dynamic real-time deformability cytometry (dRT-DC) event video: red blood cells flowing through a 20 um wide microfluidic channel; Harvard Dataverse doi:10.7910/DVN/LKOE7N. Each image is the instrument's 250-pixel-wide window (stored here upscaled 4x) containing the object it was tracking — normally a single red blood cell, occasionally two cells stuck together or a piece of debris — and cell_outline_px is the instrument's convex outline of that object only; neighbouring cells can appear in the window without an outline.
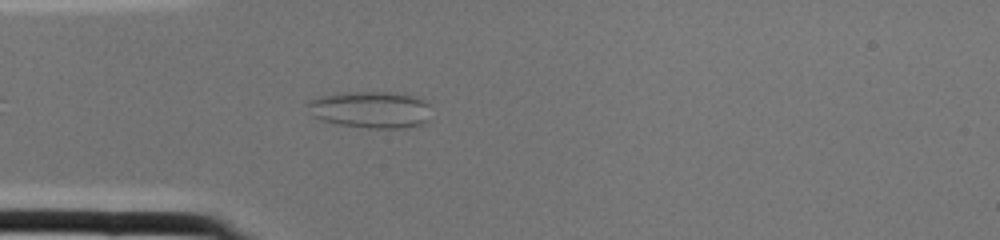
{"species": "common noctule bat (a hibernating species)", "species_latin": "Nyctalus noctula", "temperature_condition": "cold", "stored_images_in_passage": 2, "camera_frame_rate_fps": 3000, "um_per_image_px": 0.085, "animal": {"sex": "female", "body_mass_g": 22.0, "forearm_length_mm": 56.7}, "frame": {"image": 1, "passage_image": 2, "time_ms": 0.333, "image_size_px": [1000, 240], "cell_outline_px": [[428, 120], [424, 124], [404, 128], [368, 128], [336, 124], [312, 116], [304, 104], [308, 100], [320, 96], [344, 92], [388, 92], [412, 96], [424, 100], [428, 104]], "centroid_in_image_um": [31.45, 9.32], "position_along_channel_um": 53.6, "area_um2": 26.59}}